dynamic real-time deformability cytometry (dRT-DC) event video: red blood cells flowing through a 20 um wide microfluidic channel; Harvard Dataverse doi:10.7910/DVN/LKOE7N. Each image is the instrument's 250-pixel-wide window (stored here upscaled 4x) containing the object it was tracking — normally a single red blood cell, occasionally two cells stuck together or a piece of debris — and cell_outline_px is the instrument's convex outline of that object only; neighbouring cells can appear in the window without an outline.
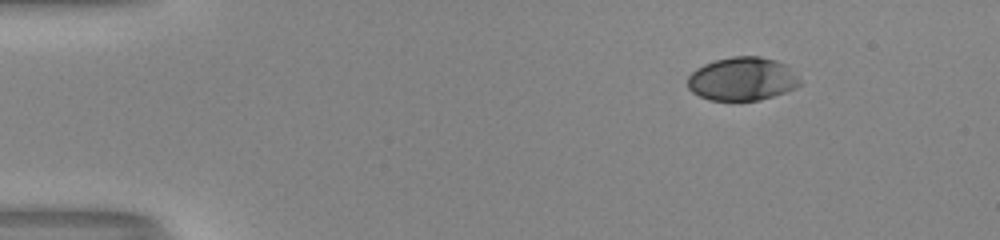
{"species": "human", "species_latin": "Homo sapiens", "temperature_condition": "room temperature", "stored_images_in_passage": 46, "camera_frame_rate_fps": 3000, "um_per_image_px": 0.085, "donor": {"sex": "male"}, "frame": {"image": 1, "passage_image": 1, "time_ms": 0.0, "image_size_px": [1000, 240], "cell_outline_px": [[800, 84], [796, 88], [760, 100], [708, 100], [692, 92], [688, 88], [688, 76], [696, 68], [704, 64], [716, 60], [732, 56], [760, 56], [776, 60], [784, 64], [800, 80]], "centroid_in_image_um": [63.06, 6.71], "position_along_channel_um": 21.9, "area_um2": 28.21}}
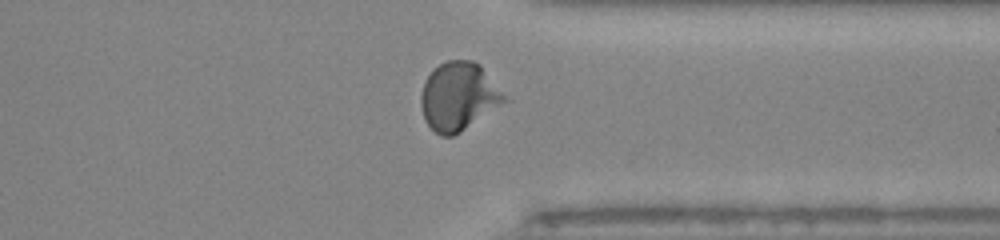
{"frame": {"image": 2, "passage_image": 35, "time_ms": 11.333, "image_size_px": [1000, 240], "cell_outline_px": [[512, 100], [460, 132], [452, 136], [440, 136], [424, 120], [420, 104], [420, 96], [424, 80], [432, 68], [448, 60], [472, 60], [480, 64]], "centroid_in_image_um": [39.03, 8.19], "position_along_channel_um": 372.4, "area_um2": 33.99}}
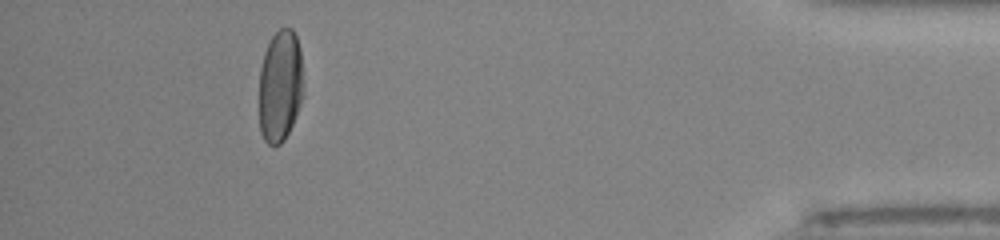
{"frame": {"image": 3, "passage_image": 42, "time_ms": 13.667, "image_size_px": [1000, 240], "cell_outline_px": [[304, 92], [296, 116], [284, 140], [280, 144], [268, 144], [264, 140], [260, 132], [260, 68], [264, 52], [272, 36], [280, 28], [292, 28], [296, 36], [300, 48]], "centroid_in_image_um": [23.83, 7.29], "position_along_channel_um": 411.4, "area_um2": 29.02}, "authors_computed_cell_mechanics": {"area_um2": 30.4028, "velocity_mm_per_s": 4.0495, "shape_relaxation_time_tau1_ms": 4.1669, "shape_relaxation_time_tau2_ms": 0.7139, "deformation_change_tau1": 0.1993, "deformation_change_tau2": 0.0417}}